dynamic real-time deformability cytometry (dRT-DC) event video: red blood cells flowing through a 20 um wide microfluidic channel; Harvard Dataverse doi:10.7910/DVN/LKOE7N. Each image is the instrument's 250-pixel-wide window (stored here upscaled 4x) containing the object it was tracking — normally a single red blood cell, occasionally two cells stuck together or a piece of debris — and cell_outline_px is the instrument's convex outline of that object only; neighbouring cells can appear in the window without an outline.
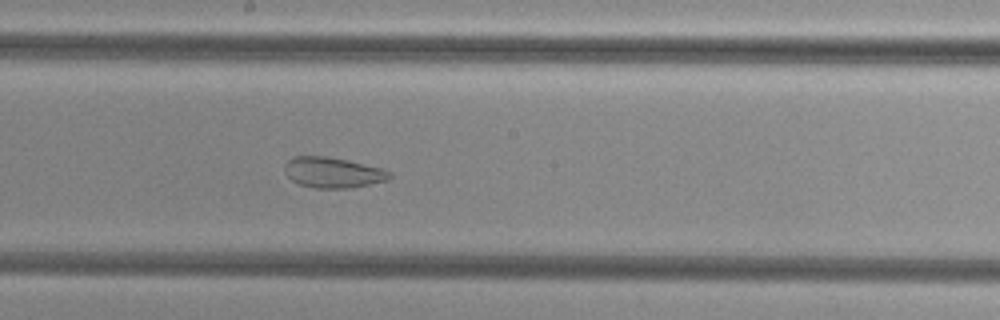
{"species": "common noctule bat (a hibernating species)", "species_latin": "Nyctalus noctula", "temperature_condition": "cold", "stored_images_in_passage": 43, "camera_frame_rate_fps": 3000, "um_per_image_px": 0.085, "animal": {"sex": "female", "body_mass_g": 29.2, "forearm_length_mm": 56.3}, "frame": {"image": 1, "passage_image": 20, "time_ms": 6.333, "image_size_px": [1000, 320], "cell_outline_px": [[392, 176], [388, 180], [348, 188], [316, 188], [300, 184], [292, 180], [284, 172], [284, 164], [292, 156], [324, 156], [348, 160], [384, 168], [392, 172]], "centroid_in_image_um": [28.3, 14.65], "position_along_channel_um": 219.9, "area_um2": 18.79}}
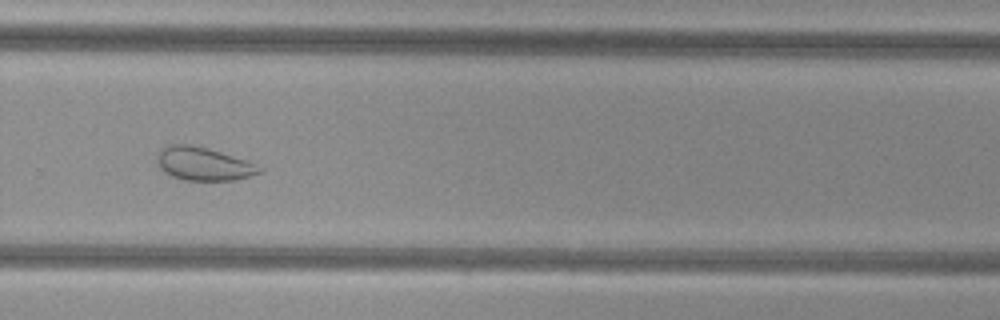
{"frame": {"image": 2, "passage_image": 27, "time_ms": 8.667, "image_size_px": [1000, 320], "cell_outline_px": [[264, 168], [260, 172], [236, 180], [184, 180], [172, 176], [164, 172], [160, 168], [156, 160], [156, 156], [160, 148], [168, 144], [192, 144], [208, 148], [248, 160]], "centroid_in_image_um": [17.27, 13.91], "position_along_channel_um": 312.5, "area_um2": 20.06}}
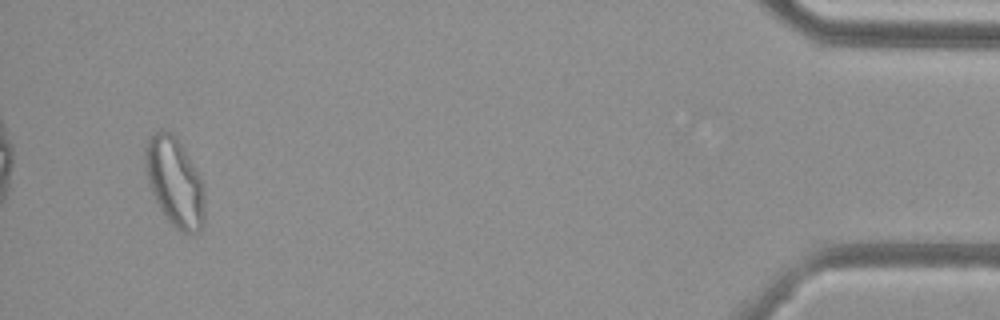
{"frame": {"image": 3, "passage_image": 41, "time_ms": 13.333, "image_size_px": [1000, 320], "cell_outline_px": [[204, 224], [200, 232], [188, 236], [180, 232], [168, 220], [160, 208], [148, 184], [144, 168], [144, 152], [148, 140], [160, 128], [172, 132], [188, 156], [200, 176], [204, 192]], "centroid_in_image_um": [14.85, 15.51], "position_along_channel_um": 420.3, "area_um2": 30.98}}